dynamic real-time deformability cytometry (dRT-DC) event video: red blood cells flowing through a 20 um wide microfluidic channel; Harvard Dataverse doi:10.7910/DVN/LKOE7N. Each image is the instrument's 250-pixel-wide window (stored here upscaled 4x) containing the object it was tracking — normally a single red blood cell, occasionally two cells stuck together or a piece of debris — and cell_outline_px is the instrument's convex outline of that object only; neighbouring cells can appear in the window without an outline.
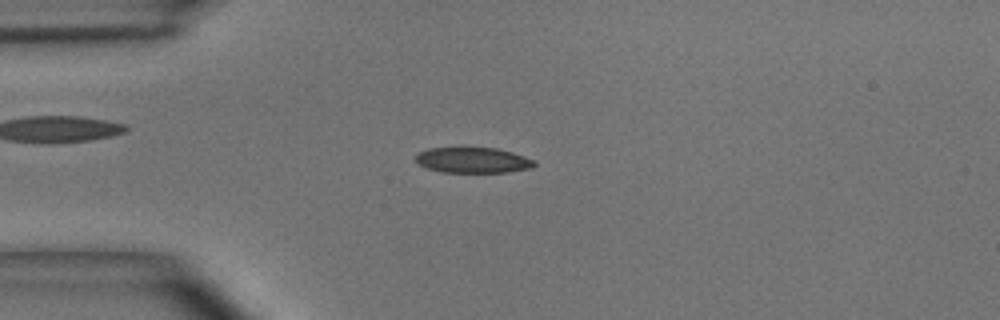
{"species": "common noctule bat (a hibernating species)", "species_latin": "Nyctalus noctula", "temperature_condition": "room temperature", "stored_images_in_passage": 43, "camera_frame_rate_fps": 3000, "um_per_image_px": 0.085, "animal": {"sex": "male", "body_mass_g": 15.6}, "frame": {"image": 1, "passage_image": 6, "time_ms": 1.667, "image_size_px": [1000, 320], "cell_outline_px": [[536, 164], [532, 168], [508, 172], [444, 172], [428, 168], [420, 164], [416, 160], [416, 156], [420, 152], [428, 148], [496, 148], [512, 152], [536, 160]], "centroid_in_image_um": [40.26, 13.61], "position_along_channel_um": 44.7, "area_um2": 17.51}}
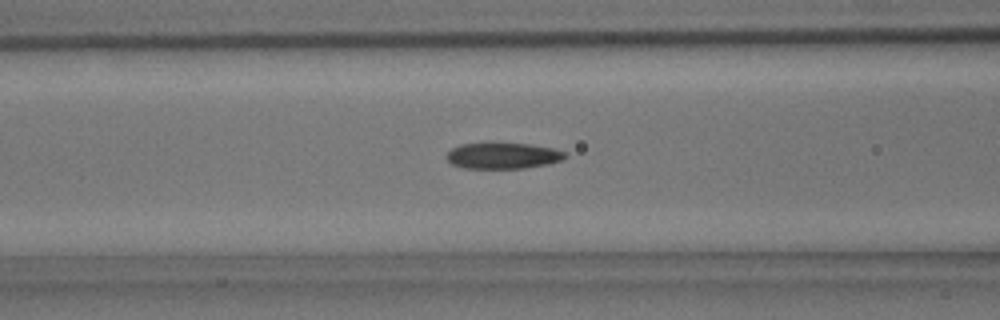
{"frame": {"image": 2, "passage_image": 13, "time_ms": 4.0, "image_size_px": [1000, 320], "cell_outline_px": [[568, 156], [564, 160], [548, 164], [524, 168], [464, 168], [452, 164], [448, 160], [448, 152], [452, 148], [460, 144], [492, 140], [496, 140], [532, 144], [552, 148], [564, 152]], "centroid_in_image_um": [42.75, 13.18], "position_along_channel_um": 123.8, "area_um2": 18.84}}
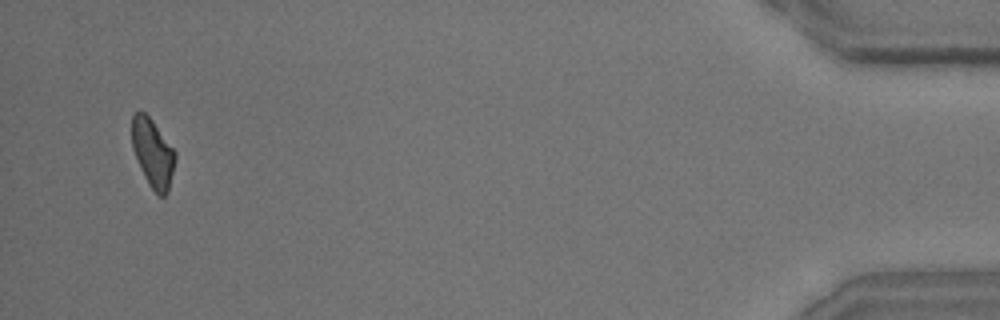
{"frame": {"image": 3, "passage_image": 41, "time_ms": 13.333, "image_size_px": [1000, 320], "cell_outline_px": [[176, 160], [168, 192], [164, 196], [160, 196], [148, 184], [144, 176], [132, 148], [132, 116], [136, 112], [144, 112], [152, 120], [176, 152]], "centroid_in_image_um": [13.0, 13.02], "position_along_channel_um": 422.2, "area_um2": 17.11}, "authors_computed_cell_mechanics": {"area_um2": 18.2648, "velocity_mm_per_s": 4.0588, "shape_relaxation_time_tau1_ms": 4.051, "shape_relaxation_time_tau2_ms": 3.3836, "deformation_change_tau1": 0.1312, "deformation_change_tau2": 0.1058}}